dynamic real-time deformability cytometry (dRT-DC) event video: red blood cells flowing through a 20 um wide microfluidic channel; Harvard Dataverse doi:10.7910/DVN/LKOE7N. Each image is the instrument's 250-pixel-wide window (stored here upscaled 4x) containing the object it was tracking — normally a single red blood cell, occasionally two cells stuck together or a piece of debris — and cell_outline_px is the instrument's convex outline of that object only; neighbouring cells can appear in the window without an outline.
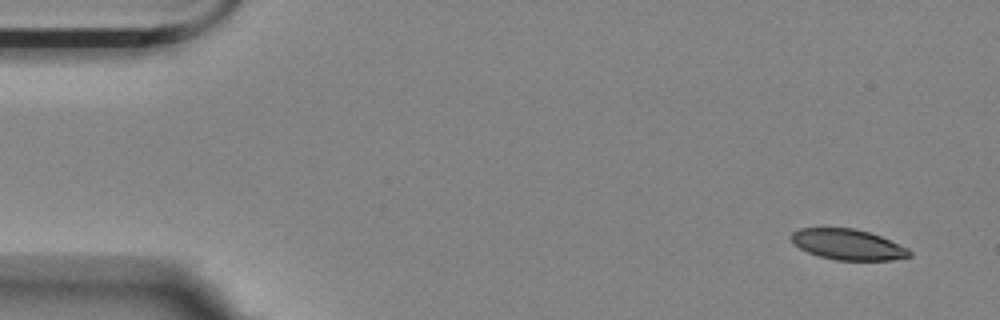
{"species": "Egyptian fruit bat (a non-hibernating species)", "species_latin": "Rousettus aegyptiacus", "temperature_condition": "room temperature", "stored_images_in_passage": 5, "camera_frame_rate_fps": 3000, "um_per_image_px": 0.085, "animal": {"sex": "female"}, "frame": {"image": 1, "passage_image": 1, "time_ms": 0.0, "image_size_px": [1000, 320], "cell_outline_px": [[912, 256], [892, 260], [836, 260], [820, 256], [808, 252], [800, 248], [788, 236], [792, 232], [800, 228], [852, 228], [868, 232], [880, 236], [908, 248], [912, 252]], "centroid_in_image_um": [72.07, 20.78], "position_along_channel_um": 12.9, "area_um2": 20.98}}